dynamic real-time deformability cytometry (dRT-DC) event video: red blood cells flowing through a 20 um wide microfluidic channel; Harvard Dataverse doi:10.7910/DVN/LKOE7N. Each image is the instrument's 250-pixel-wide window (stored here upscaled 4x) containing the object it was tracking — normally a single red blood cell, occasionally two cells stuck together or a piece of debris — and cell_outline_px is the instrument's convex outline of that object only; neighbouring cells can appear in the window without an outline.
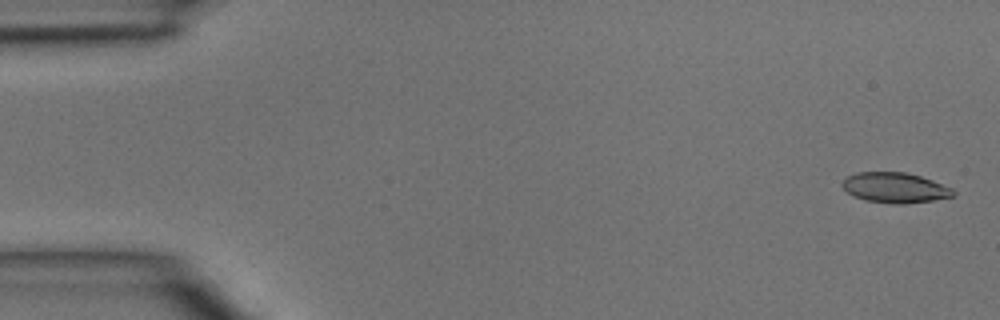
{"species": "common noctule bat (a hibernating species)", "species_latin": "Nyctalus noctula", "temperature_condition": "room temperature", "stored_images_in_passage": 5, "segment_of_instrument_passage": [1, 2], "camera_frame_rate_fps": 3000, "um_per_image_px": 0.085, "animal": {"sex": "male", "body_mass_g": 15.6}, "frame": {"image": 1, "passage_image": 1, "time_ms": 0.0, "image_size_px": [1000, 320], "cell_outline_px": [[956, 196], [932, 200], [904, 204], [896, 204], [864, 200], [852, 196], [840, 184], [848, 176], [856, 172], [904, 172], [920, 176], [932, 180], [952, 188], [956, 192]], "centroid_in_image_um": [76.08, 15.96], "position_along_channel_um": 8.9, "area_um2": 19.59}}